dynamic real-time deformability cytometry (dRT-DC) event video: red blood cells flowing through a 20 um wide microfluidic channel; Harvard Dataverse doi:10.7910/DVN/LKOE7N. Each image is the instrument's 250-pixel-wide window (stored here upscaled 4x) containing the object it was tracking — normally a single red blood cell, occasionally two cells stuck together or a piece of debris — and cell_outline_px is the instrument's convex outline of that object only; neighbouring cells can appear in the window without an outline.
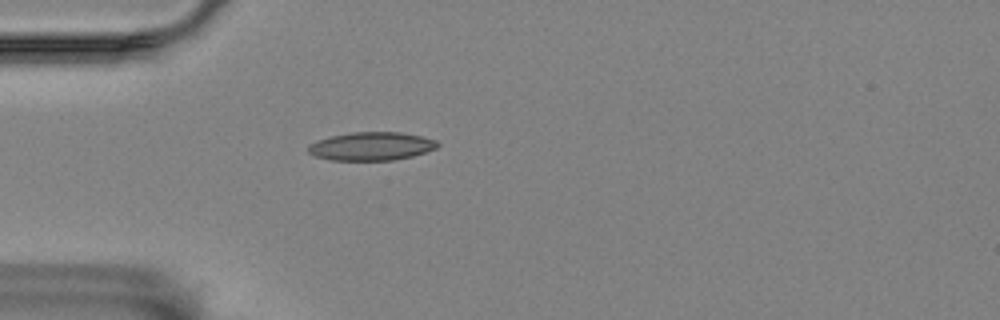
{"species": "Egyptian fruit bat (a non-hibernating species)", "species_latin": "Rousettus aegyptiacus", "temperature_condition": "room temperature", "stored_images_in_passage": 2, "camera_frame_rate_fps": 3000, "um_per_image_px": 0.085, "animal": {"sex": "female"}, "frame": {"image": 1, "passage_image": 2, "time_ms": 1.333, "image_size_px": [1000, 320], "cell_outline_px": [[440, 144], [436, 148], [412, 156], [392, 160], [332, 160], [316, 156], [308, 152], [308, 148], [312, 144], [320, 140], [332, 136], [352, 132], [400, 132], [420, 136], [436, 140]], "centroid_in_image_um": [31.6, 12.43], "position_along_channel_um": 53.4, "area_um2": 20.98}}